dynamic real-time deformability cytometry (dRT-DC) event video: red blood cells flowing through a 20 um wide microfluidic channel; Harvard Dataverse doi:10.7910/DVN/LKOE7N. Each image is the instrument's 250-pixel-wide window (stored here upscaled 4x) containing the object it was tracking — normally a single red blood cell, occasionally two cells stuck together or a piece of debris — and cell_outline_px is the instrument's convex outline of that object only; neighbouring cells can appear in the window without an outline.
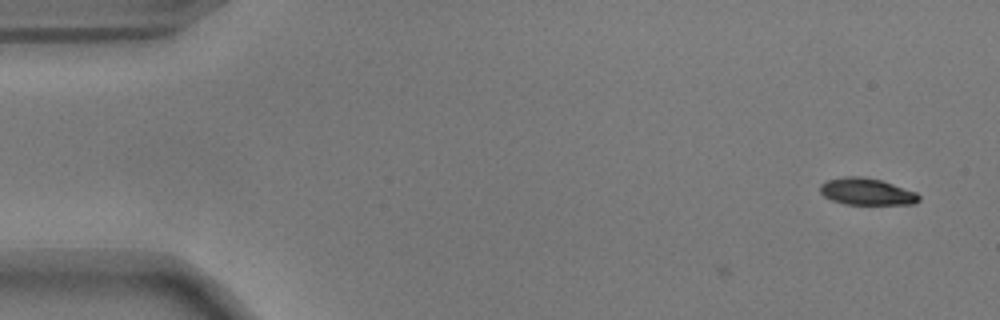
{"species": "common noctule bat (a hibernating species)", "species_latin": "Nyctalus noctula", "temperature_condition": "warm", "stored_images_in_passage": 5, "camera_frame_rate_fps": 3000, "um_per_image_px": 0.085, "animal": {"sex": "male", "body_mass_g": 17.9}, "frame": {"image": 1, "passage_image": 5, "time_ms": 1.333, "image_size_px": [1000, 320], "cell_outline_px": [[920, 200], [916, 204], [844, 204], [832, 200], [824, 196], [820, 192], [820, 184], [828, 180], [844, 176], [860, 176], [880, 180], [916, 192], [920, 196]], "centroid_in_image_um": [73.66, 16.29], "position_along_channel_um": 11.3, "area_um2": 15.37}}